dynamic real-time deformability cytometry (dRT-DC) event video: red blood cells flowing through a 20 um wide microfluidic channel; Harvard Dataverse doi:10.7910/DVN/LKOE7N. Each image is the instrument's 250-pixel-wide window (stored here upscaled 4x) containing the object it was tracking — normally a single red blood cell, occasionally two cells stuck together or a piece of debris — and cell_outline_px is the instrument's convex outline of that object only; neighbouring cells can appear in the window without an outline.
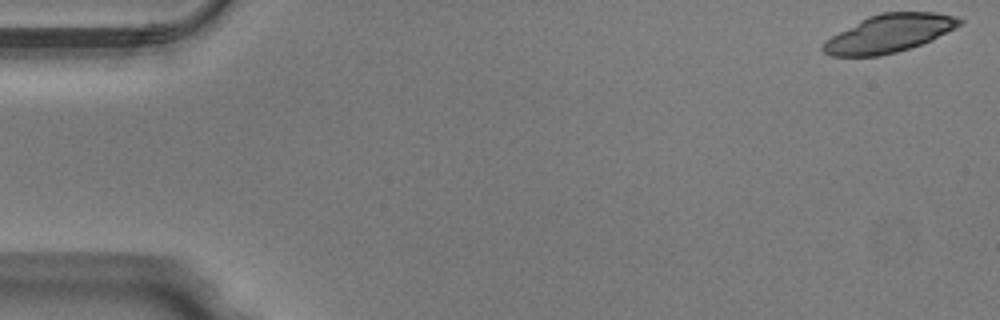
{"species": "Egyptian fruit bat (a non-hibernating species)", "species_latin": "Rousettus aegyptiacus", "temperature_condition": "warm", "stored_images_in_passage": 49, "camera_frame_rate_fps": 3000, "um_per_image_px": 0.085, "animal": {"sex": "male"}, "frame": {"image": 1, "passage_image": 1, "time_ms": 0.0, "image_size_px": [1000, 320], "cell_outline_px": [[964, 20], [960, 24], [932, 40], [896, 52], [880, 56], [832, 56], [824, 52], [820, 48], [832, 36], [860, 20], [868, 16], [880, 12], [936, 12], [956, 16]], "centroid_in_image_um": [75.58, 2.83], "position_along_channel_um": 9.4, "area_um2": 29.82}}